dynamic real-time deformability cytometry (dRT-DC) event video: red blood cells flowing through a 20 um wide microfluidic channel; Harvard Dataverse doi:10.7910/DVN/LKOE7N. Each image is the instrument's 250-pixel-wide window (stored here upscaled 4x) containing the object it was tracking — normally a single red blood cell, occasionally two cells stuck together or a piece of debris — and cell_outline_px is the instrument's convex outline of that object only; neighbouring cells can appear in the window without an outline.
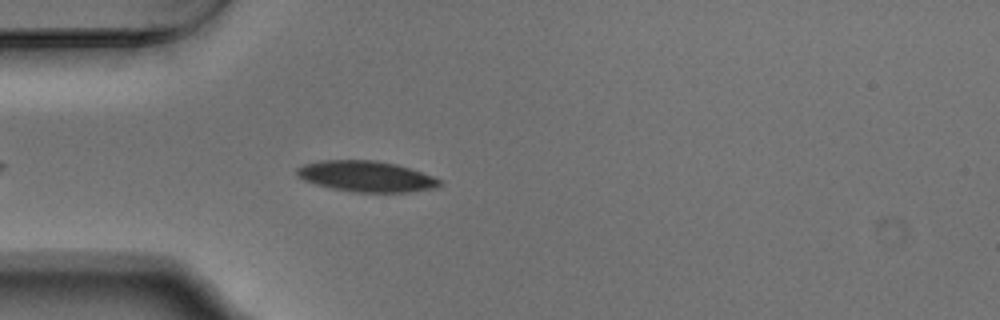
{"species": "Egyptian fruit bat (a non-hibernating species)", "species_latin": "Rousettus aegyptiacus", "temperature_condition": "warm", "stored_images_in_passage": 28, "camera_frame_rate_fps": 3000, "um_per_image_px": 0.085, "animal": {"sex": "male"}, "frame": {"image": 1, "passage_image": 5, "time_ms": 1.333, "image_size_px": [1000, 320], "cell_outline_px": [[444, 184], [436, 188], [412, 192], [352, 192], [328, 188], [304, 180], [296, 172], [296, 168], [304, 164], [320, 160], [376, 160], [396, 164], [444, 180]], "centroid_in_image_um": [31.16, 15.0], "position_along_channel_um": 53.8, "area_um2": 25.84}}
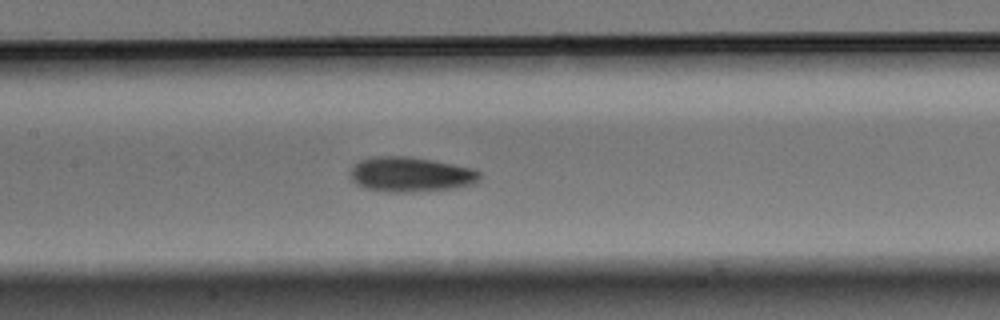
{"frame": {"image": 2, "passage_image": 15, "time_ms": 4.667, "image_size_px": [1000, 320], "cell_outline_px": [[480, 180], [476, 184], [452, 188], [412, 192], [388, 192], [364, 188], [356, 184], [352, 180], [352, 168], [360, 160], [372, 156], [408, 156], [432, 160], [476, 168], [480, 172]], "centroid_in_image_um": [34.95, 14.82], "position_along_channel_um": 172.4, "area_um2": 26.47}}
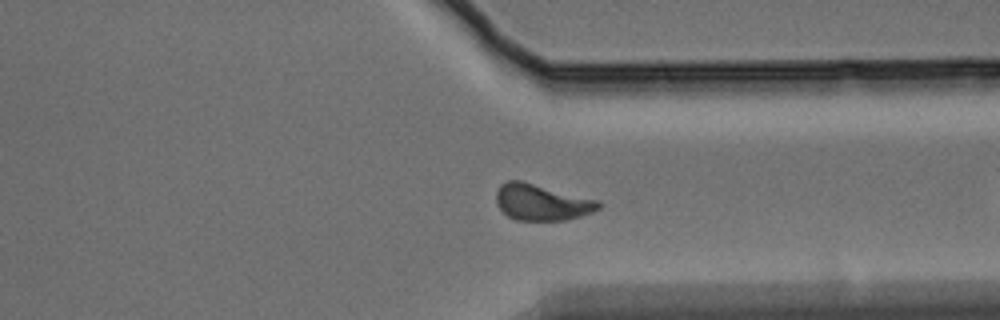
{"frame": {"image": 3, "passage_image": 27, "time_ms": 8.667, "image_size_px": [1000, 320], "cell_outline_px": [[600, 208], [592, 212], [580, 216], [564, 220], [516, 220], [508, 216], [496, 204], [496, 192], [500, 184], [508, 180], [520, 180], [600, 200]], "centroid_in_image_um": [46.04, 17.18], "position_along_channel_um": 365.4, "area_um2": 21.62}}